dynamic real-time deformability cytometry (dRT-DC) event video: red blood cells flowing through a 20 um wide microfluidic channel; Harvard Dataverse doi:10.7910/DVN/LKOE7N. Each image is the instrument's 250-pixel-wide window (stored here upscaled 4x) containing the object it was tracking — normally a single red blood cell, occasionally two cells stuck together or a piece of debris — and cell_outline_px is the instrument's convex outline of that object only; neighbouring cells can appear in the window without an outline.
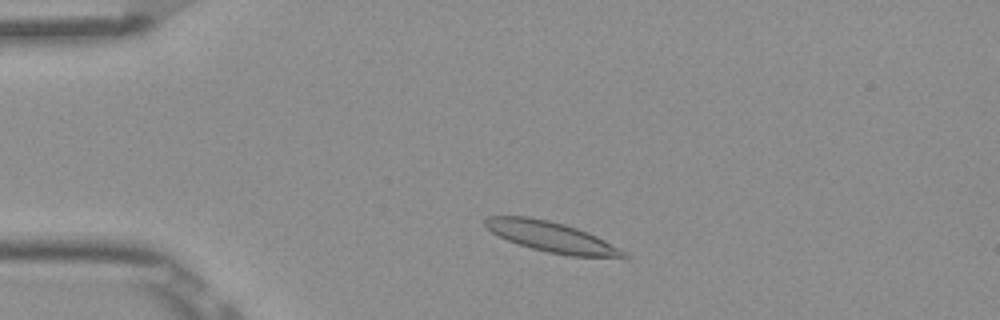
{"species": "Egyptian fruit bat (a non-hibernating species)", "species_latin": "Rousettus aegyptiacus", "temperature_condition": "room temperature", "stored_images_in_passage": 47, "camera_frame_rate_fps": 3000, "um_per_image_px": 0.085, "frame": {"image": 1, "passage_image": 6, "time_ms": 1.667, "image_size_px": [1000, 320], "cell_outline_px": [[632, 256], [624, 260], [568, 256], [548, 252], [532, 248], [508, 240], [492, 232], [484, 224], [484, 220], [488, 216], [528, 216], [548, 220], [564, 224], [588, 232], [628, 252]], "centroid_in_image_um": [47.04, 20.19], "position_along_channel_um": 38.0, "area_um2": 24.97}}
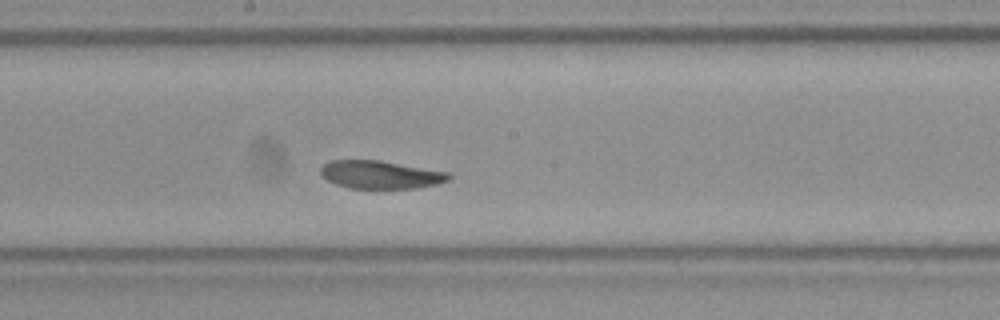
{"frame": {"image": 2, "passage_image": 23, "time_ms": 7.333, "image_size_px": [1000, 320], "cell_outline_px": [[452, 176], [448, 180], [436, 184], [416, 188], [348, 188], [336, 184], [328, 180], [320, 172], [320, 168], [324, 164], [332, 160], [380, 160], [448, 172]], "centroid_in_image_um": [32.34, 14.84], "position_along_channel_um": 215.9, "area_um2": 20.75}}
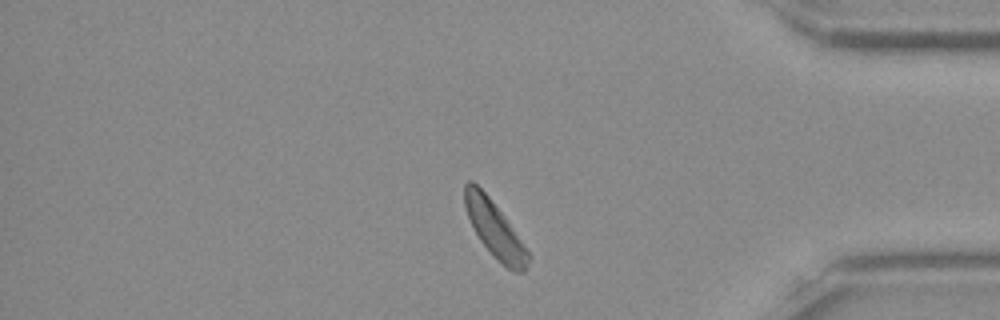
{"frame": {"image": 3, "passage_image": 39, "time_ms": 12.667, "image_size_px": [1000, 320], "cell_outline_px": [[532, 256], [524, 272], [516, 272], [508, 268], [496, 260], [480, 240], [468, 216], [464, 204], [464, 184], [468, 180], [472, 180], [488, 196], [504, 216]], "centroid_in_image_um": [42.06, 19.51], "position_along_channel_um": 393.1, "area_um2": 20.46}, "authors_computed_cell_mechanics": {"area_um2": 21.5016, "velocity_mm_per_s": 3.7962, "shape_relaxation_time_tau1_ms": 3.7287, "shape_relaxation_time_tau2_ms": 4.0863, "deformation_change_tau1": 0.1485, "deformation_change_tau2": 0.0971}}